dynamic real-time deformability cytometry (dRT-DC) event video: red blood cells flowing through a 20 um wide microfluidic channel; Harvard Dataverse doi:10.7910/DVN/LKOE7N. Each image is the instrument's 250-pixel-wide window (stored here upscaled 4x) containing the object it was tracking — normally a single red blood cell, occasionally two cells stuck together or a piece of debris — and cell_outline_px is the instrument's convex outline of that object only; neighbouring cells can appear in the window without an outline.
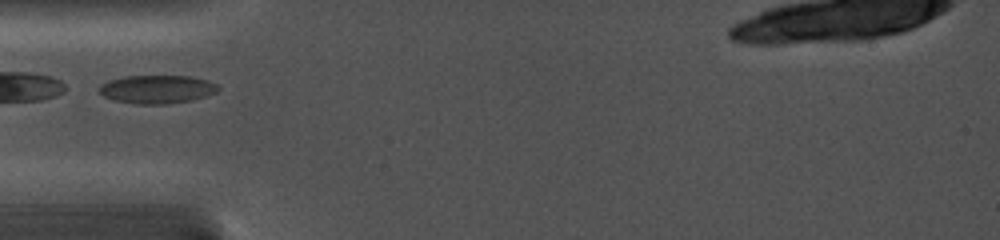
{"species": "common noctule bat (a hibernating species)", "species_latin": "Nyctalus noctula", "temperature_condition": "cold", "stored_images_in_passage": 2, "camera_frame_rate_fps": 5000, "um_per_image_px": 0.085, "animal": {"sex": "female", "body_mass_g": 19.0, "forearm_length_mm": 56.7}, "frame": {"image": 1, "passage_image": 1, "time_ms": 0.0, "image_size_px": [1000, 240], "cell_outline_px": [[220, 88], [216, 92], [192, 100], [168, 104], [136, 104], [116, 100], [104, 96], [96, 88], [100, 84], [108, 80], [124, 76], [188, 76], [208, 80], [216, 84]], "centroid_in_image_um": [13.32, 7.58], "position_along_channel_um": 71.7, "area_um2": 19.65}}